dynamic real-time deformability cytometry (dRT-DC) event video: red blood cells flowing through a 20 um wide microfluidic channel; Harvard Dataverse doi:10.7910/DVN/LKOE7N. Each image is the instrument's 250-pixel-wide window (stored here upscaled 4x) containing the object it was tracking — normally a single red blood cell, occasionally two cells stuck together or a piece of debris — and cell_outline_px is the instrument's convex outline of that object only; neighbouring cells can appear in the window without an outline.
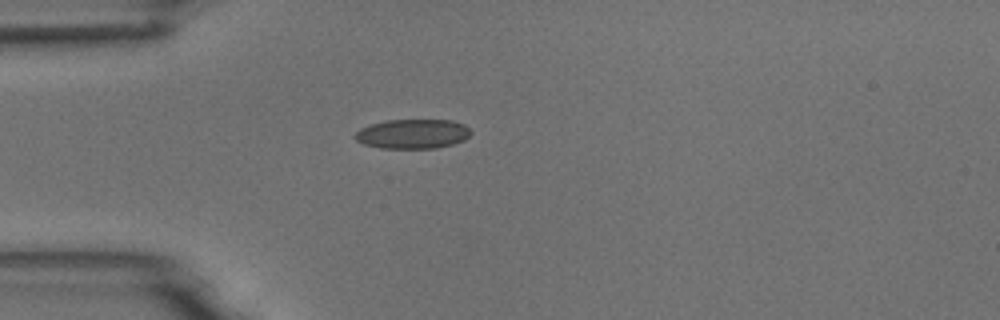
{"species": "common noctule bat (a hibernating species)", "species_latin": "Nyctalus noctula", "temperature_condition": "room temperature", "stored_images_in_passage": 2, "camera_frame_rate_fps": 3000, "um_per_image_px": 0.085, "animal": {"sex": "male", "body_mass_g": 18.8}, "frame": {"image": 1, "passage_image": 2, "time_ms": 1.0, "image_size_px": [1000, 320], "cell_outline_px": [[472, 132], [464, 140], [452, 144], [436, 148], [380, 148], [364, 144], [356, 140], [352, 136], [360, 128], [372, 124], [388, 120], [452, 120], [464, 124]], "centroid_in_image_um": [35.06, 11.38], "position_along_channel_um": 49.9, "area_um2": 19.88}}